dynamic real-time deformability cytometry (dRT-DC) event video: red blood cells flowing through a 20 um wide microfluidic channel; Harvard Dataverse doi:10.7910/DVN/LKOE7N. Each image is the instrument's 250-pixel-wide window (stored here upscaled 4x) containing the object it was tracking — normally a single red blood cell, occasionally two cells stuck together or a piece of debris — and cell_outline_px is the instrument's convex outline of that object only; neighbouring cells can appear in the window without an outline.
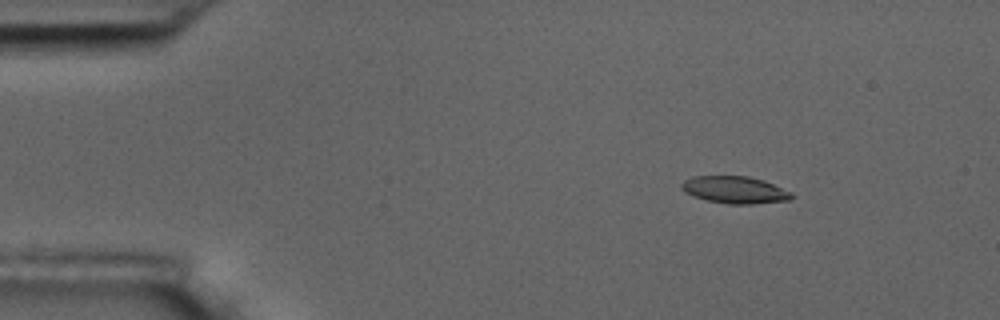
{"species": "common noctule bat (a hibernating species)", "species_latin": "Nyctalus noctula", "temperature_condition": "room temperature", "stored_images_in_passage": 4, "camera_frame_rate_fps": 3000, "um_per_image_px": 0.085, "animal": {"sex": "male", "body_mass_g": 17.5, "forearm_length_mm": 52.3}, "frame": {"image": 1, "passage_image": 2, "time_ms": 1.0, "image_size_px": [1000, 320], "cell_outline_px": [[796, 196], [792, 200], [752, 204], [728, 204], [708, 200], [692, 196], [684, 192], [680, 188], [680, 184], [684, 180], [692, 176], [748, 176], [764, 180], [792, 192]], "centroid_in_image_um": [62.48, 16.14], "position_along_channel_um": 22.5, "area_um2": 17.69}}